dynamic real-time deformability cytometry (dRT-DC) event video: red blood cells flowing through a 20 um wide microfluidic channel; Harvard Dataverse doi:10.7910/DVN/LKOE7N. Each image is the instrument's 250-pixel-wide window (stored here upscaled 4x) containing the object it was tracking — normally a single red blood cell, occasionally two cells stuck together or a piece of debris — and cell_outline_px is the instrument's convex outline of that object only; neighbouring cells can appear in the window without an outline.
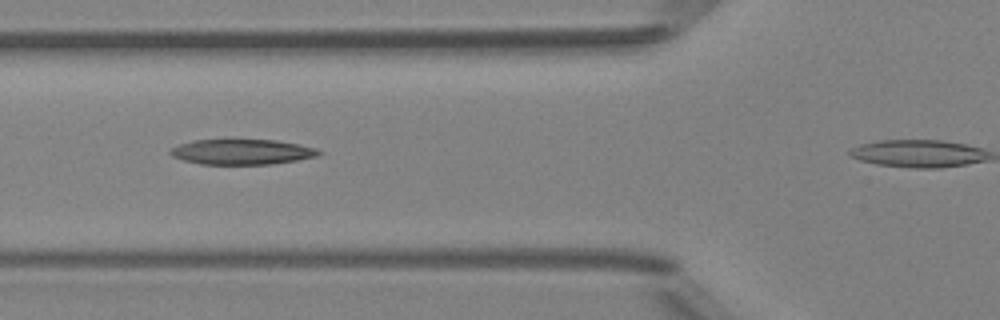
{"species": "Egyptian fruit bat (a non-hibernating species)", "species_latin": "Rousettus aegyptiacus", "temperature_condition": "room temperature", "stored_images_in_passage": 8, "camera_frame_rate_fps": 3000, "um_per_image_px": 0.085, "animal": {"sex": "female"}, "frame": {"image": 1, "passage_image": 3, "time_ms": 3.0, "image_size_px": [1000, 320], "cell_outline_px": [[324, 152], [320, 156], [272, 164], [200, 164], [184, 160], [172, 156], [168, 152], [172, 148], [180, 144], [192, 140], [224, 136], [276, 140], [316, 148]], "centroid_in_image_um": [20.53, 12.85], "position_along_channel_um": 105.3, "area_um2": 23.0}}
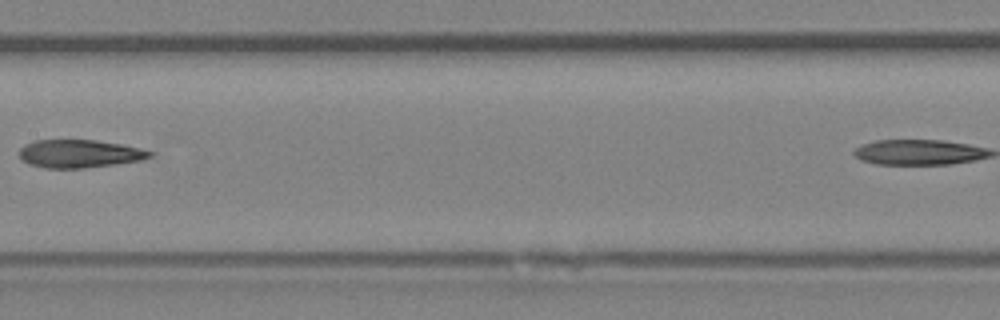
{"frame": {"image": 2, "passage_image": 5, "time_ms": 5.333, "image_size_px": [1000, 320], "cell_outline_px": [[152, 156], [140, 160], [116, 164], [84, 168], [44, 168], [28, 164], [20, 156], [20, 148], [24, 144], [36, 140], [96, 140], [120, 144], [140, 148], [152, 152]], "centroid_in_image_um": [6.73, 13.06], "position_along_channel_um": 200.7, "area_um2": 21.21}}
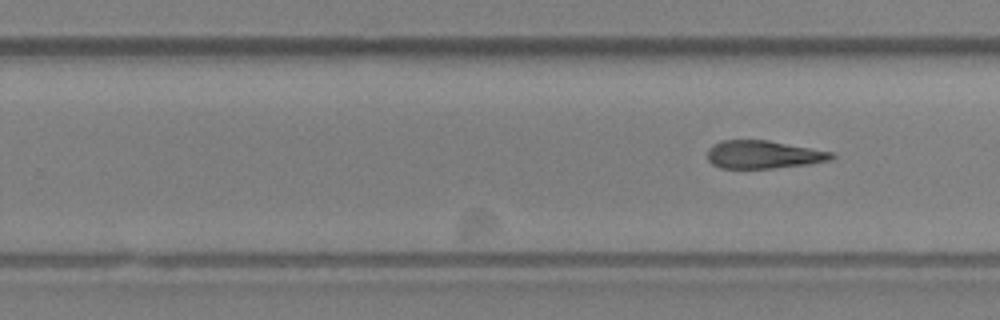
{"frame": {"image": 3, "passage_image": 8, "time_ms": 8.667, "image_size_px": [1000, 320], "cell_outline_px": [[836, 156], [828, 160], [808, 164], [772, 168], [720, 168], [712, 164], [708, 160], [708, 148], [712, 144], [720, 140], [768, 140], [832, 152]], "centroid_in_image_um": [64.84, 13.13], "position_along_channel_um": 265.0, "area_um2": 20.17}}